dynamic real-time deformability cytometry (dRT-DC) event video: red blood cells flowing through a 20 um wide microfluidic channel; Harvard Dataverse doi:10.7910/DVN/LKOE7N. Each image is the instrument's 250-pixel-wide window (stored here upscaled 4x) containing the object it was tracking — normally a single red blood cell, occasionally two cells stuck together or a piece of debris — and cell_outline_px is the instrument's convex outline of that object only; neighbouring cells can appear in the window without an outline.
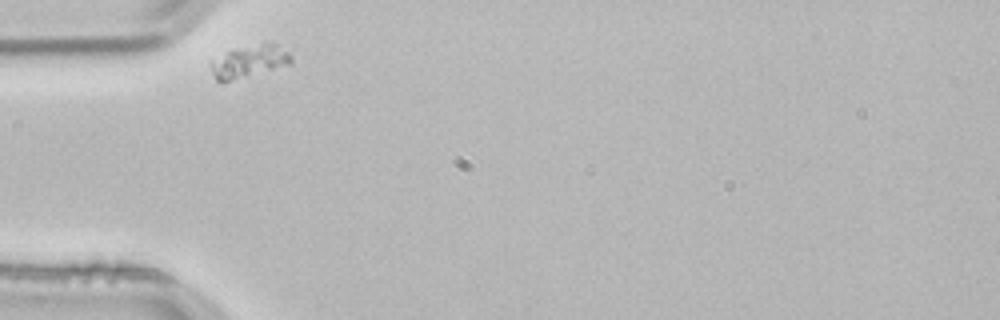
{"species": "common noctule bat (a hibernating species)", "species_latin": "Nyctalus noctula", "temperature_condition": "room temperature", "stored_images_in_passage": 1, "camera_frame_rate_fps": 3000, "um_per_image_px": 0.085, "animal": {"sex": "male", "body_mass_g": 21.5, "forearm_length_mm": 52.0}, "frame": {"image": 1, "passage_image": 1, "time_ms": 0.0, "image_size_px": [1000, 320], "cell_outline_px": [[292, 64], [220, 84], [216, 80], [208, 64], [208, 60], [228, 52], [264, 40], [268, 40], [276, 44], [288, 52], [292, 56]], "centroid_in_image_um": [21.17, 5.21], "position_along_channel_um": 63.8, "area_um2": 15.66}}